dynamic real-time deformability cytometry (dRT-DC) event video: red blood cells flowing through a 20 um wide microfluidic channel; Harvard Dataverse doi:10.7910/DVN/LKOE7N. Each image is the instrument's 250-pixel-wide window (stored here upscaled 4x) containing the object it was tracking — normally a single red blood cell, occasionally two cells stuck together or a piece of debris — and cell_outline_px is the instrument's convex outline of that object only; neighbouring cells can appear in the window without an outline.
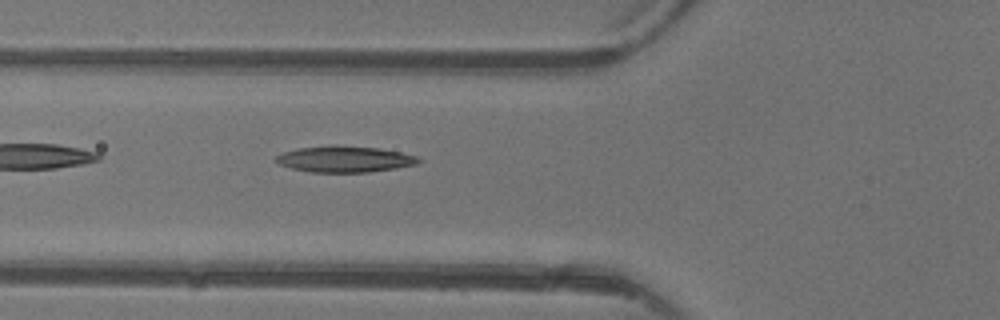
{"species": "common noctule bat (a hibernating species)", "species_latin": "Nyctalus noctula", "temperature_condition": "warm", "stored_images_in_passage": 2, "camera_frame_rate_fps": 3000, "um_per_image_px": 0.085, "animal": {"sex": "female"}, "frame": {"image": 1, "passage_image": 2, "time_ms": 1.333, "image_size_px": [1000, 320], "cell_outline_px": [[424, 160], [416, 164], [396, 168], [368, 172], [312, 172], [292, 168], [280, 164], [276, 160], [276, 156], [284, 152], [296, 148], [332, 144], [380, 148], [400, 152], [416, 156]], "centroid_in_image_um": [29.32, 13.51], "position_along_channel_um": 96.5, "area_um2": 21.85}}